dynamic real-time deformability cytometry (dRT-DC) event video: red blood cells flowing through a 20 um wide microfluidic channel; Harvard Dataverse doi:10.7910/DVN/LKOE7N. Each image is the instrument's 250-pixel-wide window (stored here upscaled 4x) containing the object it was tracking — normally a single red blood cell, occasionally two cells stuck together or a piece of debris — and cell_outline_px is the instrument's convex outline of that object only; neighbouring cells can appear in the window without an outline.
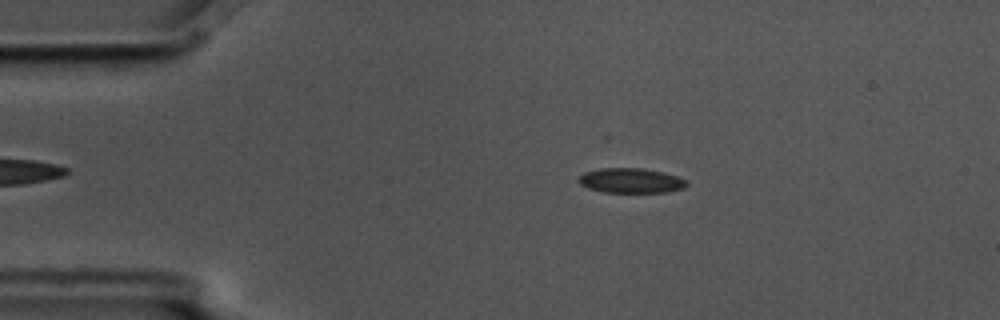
{"species": "common noctule bat (a hibernating species)", "species_latin": "Nyctalus noctula", "temperature_condition": "cold", "stored_images_in_passage": 6, "camera_frame_rate_fps": 3000, "um_per_image_px": 0.085, "animal": {"sex": "male", "body_mass_g": 17.5, "forearm_length_mm": 52.3}, "frame": {"image": 1, "passage_image": 3, "time_ms": 0.667, "image_size_px": [1000, 320], "cell_outline_px": [[688, 184], [684, 188], [668, 192], [604, 192], [588, 188], [580, 184], [576, 180], [584, 172], [600, 168], [644, 168], [664, 172], [688, 180]], "centroid_in_image_um": [53.64, 15.34], "position_along_channel_um": 31.4, "area_um2": 15.78}}
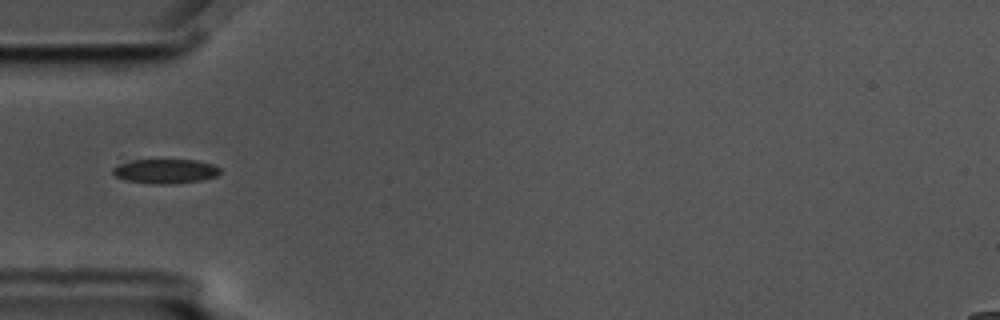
{"frame": {"image": 2, "passage_image": 5, "time_ms": 1.333, "image_size_px": [1000, 320], "cell_outline_px": [[220, 172], [216, 176], [200, 180], [168, 184], [152, 184], [124, 180], [116, 176], [112, 172], [112, 168], [120, 164], [132, 160], [196, 160], [212, 164], [220, 168]], "centroid_in_image_um": [14.04, 14.55], "position_along_channel_um": 71.0, "area_um2": 15.14}}